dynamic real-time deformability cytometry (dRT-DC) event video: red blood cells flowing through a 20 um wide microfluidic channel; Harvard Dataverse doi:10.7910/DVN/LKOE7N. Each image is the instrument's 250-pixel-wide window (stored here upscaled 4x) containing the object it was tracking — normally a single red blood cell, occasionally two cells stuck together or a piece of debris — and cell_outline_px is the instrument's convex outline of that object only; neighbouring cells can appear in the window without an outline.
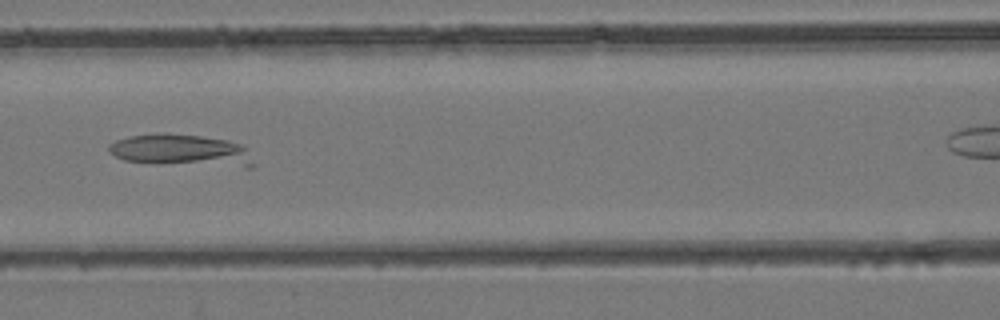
{"species": "common noctule bat (a hibernating species)", "species_latin": "Nyctalus noctula", "temperature_condition": "room temperature", "stored_images_in_passage": 5, "segment_of_instrument_passage": [1, 2], "camera_frame_rate_fps": 3000, "um_per_image_px": 0.085, "animal": {"sex": "female", "body_mass_g": 24.6, "forearm_length_mm": 56.2}, "frame": {"image": 1, "passage_image": 4, "time_ms": 3.333, "image_size_px": [1000, 320], "cell_outline_px": [[256, 168], [244, 168], [124, 160], [108, 152], [108, 144], [116, 140], [128, 136], [168, 132], [200, 136], [228, 140], [244, 144], [256, 164]], "centroid_in_image_um": [15.51, 12.77], "position_along_channel_um": 151.1, "area_um2": 27.22}}